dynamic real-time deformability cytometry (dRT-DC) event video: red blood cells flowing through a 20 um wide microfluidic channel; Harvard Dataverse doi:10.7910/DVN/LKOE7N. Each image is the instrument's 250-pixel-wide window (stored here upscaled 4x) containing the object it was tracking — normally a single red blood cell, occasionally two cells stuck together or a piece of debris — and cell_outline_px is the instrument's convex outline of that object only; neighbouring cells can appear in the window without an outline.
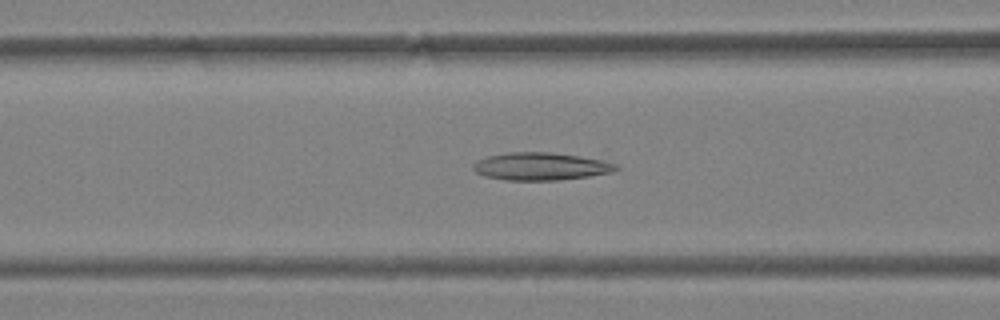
{"species": "Egyptian fruit bat (a non-hibernating species)", "species_latin": "Rousettus aegyptiacus", "temperature_condition": "warm", "stored_images_in_passage": 47, "camera_frame_rate_fps": 3000, "um_per_image_px": 0.085, "animal": {"sex": "female"}, "frame": {"image": 1, "passage_image": 20, "time_ms": 6.333, "image_size_px": [1000, 320], "cell_outline_px": [[620, 168], [612, 172], [588, 176], [556, 180], [504, 180], [484, 176], [476, 172], [472, 168], [472, 164], [476, 160], [488, 156], [508, 152], [552, 152], [580, 156], [600, 160], [616, 164]], "centroid_in_image_um": [45.91, 14.14], "position_along_channel_um": 120.7, "area_um2": 23.0}}
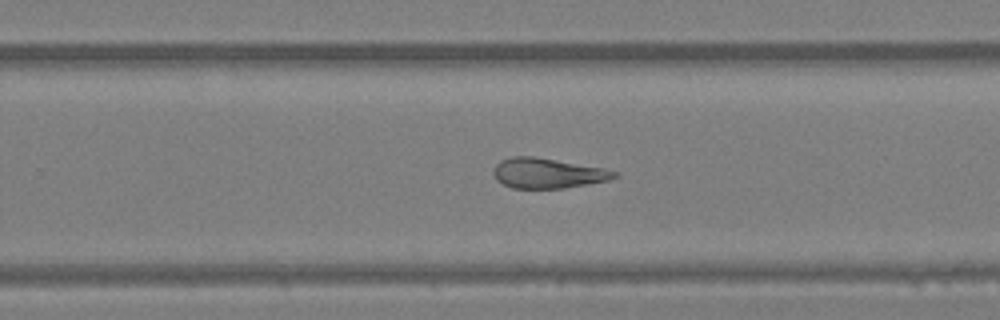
{"frame": {"image": 2, "passage_image": 31, "time_ms": 10.0, "image_size_px": [1000, 320], "cell_outline_px": [[620, 176], [608, 180], [564, 188], [512, 188], [496, 180], [492, 172], [496, 164], [500, 160], [512, 156], [532, 156], [604, 168], [620, 172]], "centroid_in_image_um": [46.55, 14.72], "position_along_channel_um": 283.2, "area_um2": 21.21}}
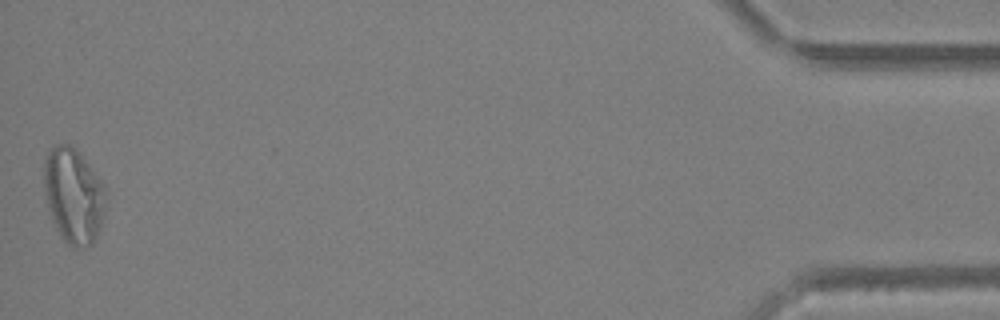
{"frame": {"image": 3, "passage_image": 47, "time_ms": 15.333, "image_size_px": [1000, 320], "cell_outline_px": [[104, 216], [100, 228], [92, 244], [84, 248], [72, 248], [60, 236], [52, 220], [48, 208], [44, 192], [44, 156], [56, 144], [72, 144], [80, 152], [100, 180], [104, 188]], "centroid_in_image_um": [6.22, 16.63], "position_along_channel_um": 429.0, "area_um2": 34.39}, "authors_computed_cell_mechanics": {"area_um2": 25.8944, "velocity_mm_per_s": 4.4511, "shape_relaxation_time_tau1_ms": null, "shape_relaxation_time_tau2_ms": 3.3219, "deformation_change_tau1": null, "deformation_change_tau2": 0.1432}}